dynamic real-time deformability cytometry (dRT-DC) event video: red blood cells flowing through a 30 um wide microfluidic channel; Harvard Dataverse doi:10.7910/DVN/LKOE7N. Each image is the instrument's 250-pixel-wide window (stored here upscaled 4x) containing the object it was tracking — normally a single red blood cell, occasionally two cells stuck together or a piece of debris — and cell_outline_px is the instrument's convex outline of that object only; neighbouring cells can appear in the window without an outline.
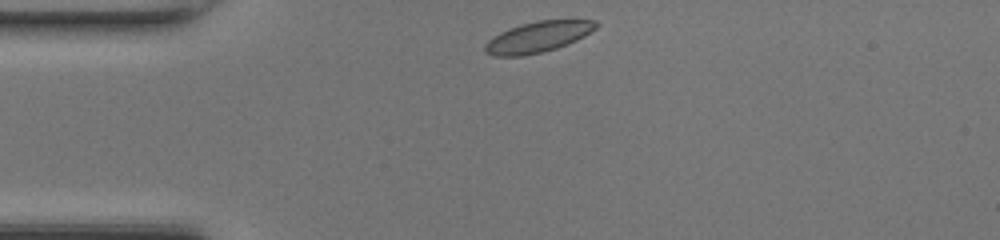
{"species": "common noctule bat (a hibernating species)", "species_latin": "Nyctalus noctula", "temperature_condition": "room temperature", "stored_images_in_passage": 31, "camera_frame_rate_fps": 3000, "um_per_image_px": 0.085, "animal": {"sex": "female", "body_mass_g": 17.0, "forearm_length_mm": 48.0}, "frame": {"image": 1, "passage_image": 1, "time_ms": 0.0, "image_size_px": [1000, 240], "cell_outline_px": [[600, 24], [596, 28], [584, 36], [568, 44], [556, 48], [540, 52], [520, 56], [492, 56], [484, 52], [484, 44], [488, 40], [500, 32], [508, 28], [520, 24], [536, 20], [596, 20]], "centroid_in_image_um": [45.7, 3.13], "position_along_channel_um": 39.3, "area_um2": 20.0}}
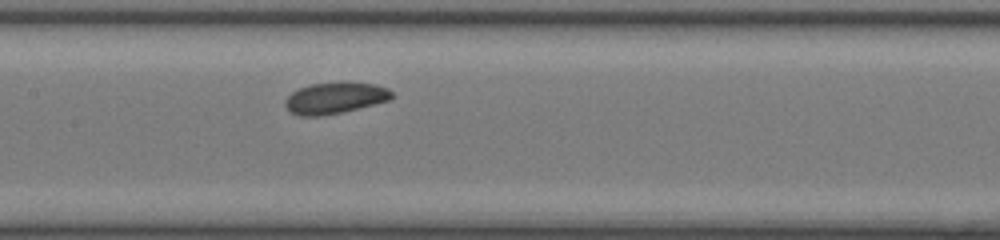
{"frame": {"image": 2, "passage_image": 13, "time_ms": 4.0, "image_size_px": [1000, 240], "cell_outline_px": [[392, 100], [344, 112], [320, 116], [300, 116], [288, 112], [284, 104], [284, 100], [292, 92], [300, 88], [312, 84], [340, 80], [376, 84], [388, 88], [392, 92]], "centroid_in_image_um": [28.49, 8.31], "position_along_channel_um": 178.9, "area_um2": 20.11}}
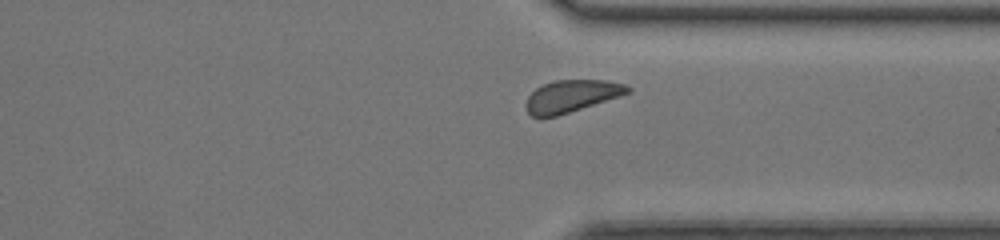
{"frame": {"image": 3, "passage_image": 26, "time_ms": 8.333, "image_size_px": [1000, 240], "cell_outline_px": [[632, 92], [620, 96], [556, 116], [532, 116], [524, 108], [524, 104], [528, 96], [536, 88], [544, 84], [556, 80], [608, 80], [624, 84], [632, 88]], "centroid_in_image_um": [48.58, 8.15], "position_along_channel_um": 362.8, "area_um2": 18.96}, "authors_computed_cell_mechanics": {"area_um2": 19.8832, "velocity_mm_per_s": 4.241, "shape_relaxation_time_tau1_ms": 4.1474, "shape_relaxation_time_tau2_ms": 2.3215, "deformation_change_tau1": 0.0679, "deformation_change_tau2": 0.0647}}